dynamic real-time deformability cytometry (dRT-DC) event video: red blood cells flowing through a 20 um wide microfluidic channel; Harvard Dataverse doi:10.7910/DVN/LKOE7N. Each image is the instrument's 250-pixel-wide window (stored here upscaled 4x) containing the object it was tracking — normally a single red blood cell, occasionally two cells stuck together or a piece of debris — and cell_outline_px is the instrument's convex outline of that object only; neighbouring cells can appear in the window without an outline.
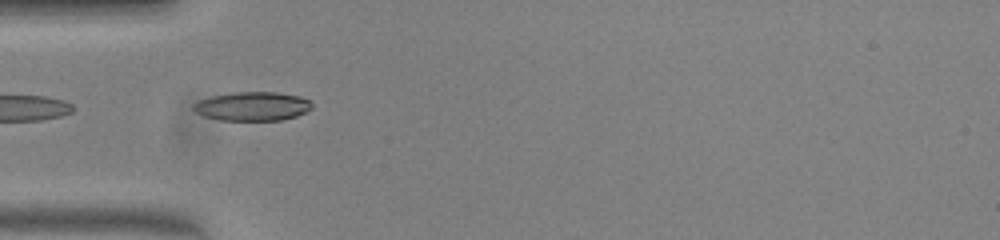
{"species": "common noctule bat (a hibernating species)", "species_latin": "Nyctalus noctula", "temperature_condition": "warm", "stored_images_in_passage": 52, "camera_frame_rate_fps": 3000, "um_per_image_px": 0.085, "animal": {"sex": "female", "body_mass_g": 23.0, "forearm_length_mm": 53.4}, "frame": {"image": 1, "passage_image": 17, "time_ms": 5.333, "image_size_px": [1000, 240], "cell_outline_px": [[312, 108], [296, 116], [280, 120], [220, 120], [204, 116], [196, 112], [192, 108], [192, 104], [200, 100], [212, 96], [236, 92], [276, 92], [300, 96], [308, 100], [312, 104]], "centroid_in_image_um": [21.44, 9.03], "position_along_channel_um": 63.6, "area_um2": 19.83}}
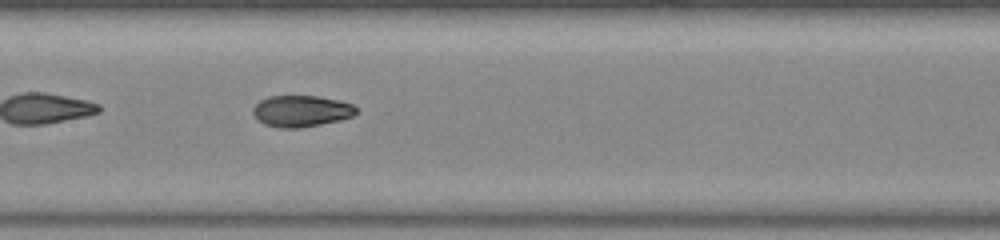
{"frame": {"image": 2, "passage_image": 26, "time_ms": 8.333, "image_size_px": [1000, 240], "cell_outline_px": [[356, 112], [352, 116], [340, 120], [300, 128], [280, 128], [264, 124], [252, 112], [252, 108], [260, 100], [268, 96], [316, 96], [340, 100], [352, 104], [356, 108]], "centroid_in_image_um": [25.6, 9.43], "position_along_channel_um": 181.8, "area_um2": 18.79}}
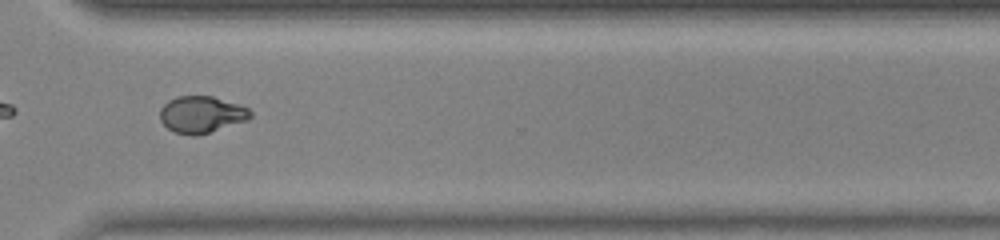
{"frame": {"image": 3, "passage_image": 39, "time_ms": 12.667, "image_size_px": [1000, 240], "cell_outline_px": [[252, 116], [248, 120], [196, 136], [192, 136], [176, 132], [168, 128], [160, 120], [160, 108], [168, 100], [176, 96], [212, 96], [248, 108], [252, 112]], "centroid_in_image_um": [17.11, 9.73], "position_along_channel_um": 353.5, "area_um2": 19.25}, "authors_computed_cell_mechanics": {"area_um2": 19.8254, "velocity_mm_per_s": 3.9641, "shape_relaxation_time_tau1_ms": null, "shape_relaxation_time_tau2_ms": 1.3009, "deformation_change_tau1": null, "deformation_change_tau2": 0.0511}}